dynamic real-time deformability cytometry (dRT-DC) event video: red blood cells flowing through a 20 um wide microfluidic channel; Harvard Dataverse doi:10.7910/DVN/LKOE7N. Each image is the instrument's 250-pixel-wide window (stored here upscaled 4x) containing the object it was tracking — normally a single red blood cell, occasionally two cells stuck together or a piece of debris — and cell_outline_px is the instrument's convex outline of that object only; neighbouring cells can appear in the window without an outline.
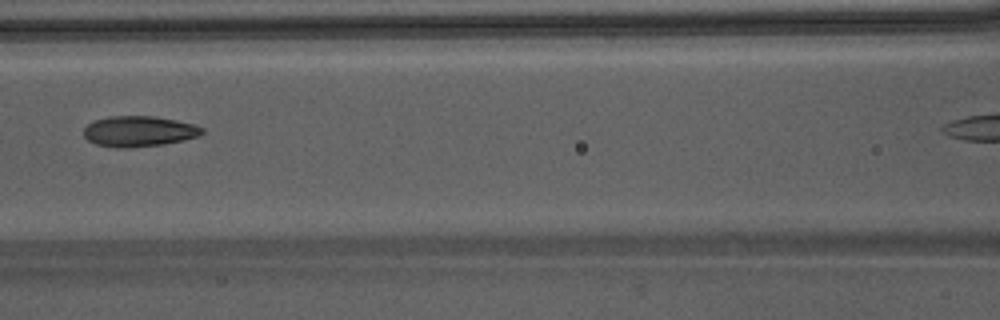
{"species": "Egyptian fruit bat (a non-hibernating species)", "species_latin": "Rousettus aegyptiacus", "temperature_condition": "warm", "stored_images_in_passage": 26, "camera_frame_rate_fps": 3000, "um_per_image_px": 0.085, "animal": {"sex": "male"}, "frame": {"image": 1, "passage_image": 7, "time_ms": 2.0, "image_size_px": [1000, 320], "cell_outline_px": [[204, 132], [200, 136], [184, 140], [164, 144], [128, 148], [116, 148], [96, 144], [88, 140], [84, 136], [84, 128], [92, 120], [112, 116], [156, 116], [196, 124], [204, 128]], "centroid_in_image_um": [11.84, 11.16], "position_along_channel_um": 154.8, "area_um2": 21.39}}
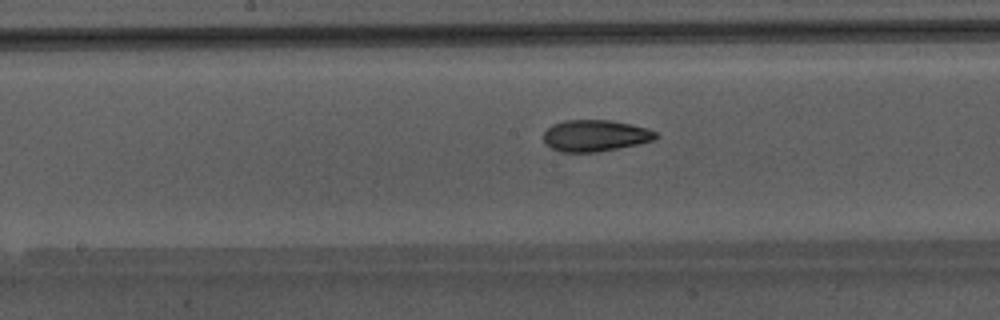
{"frame": {"image": 2, "passage_image": 10, "time_ms": 3.0, "image_size_px": [1000, 320], "cell_outline_px": [[660, 136], [652, 140], [636, 144], [596, 152], [560, 152], [544, 144], [544, 132], [552, 124], [564, 120], [608, 120], [632, 124], [648, 128], [656, 132]], "centroid_in_image_um": [50.57, 11.52], "position_along_channel_um": 197.6, "area_um2": 20.58}}
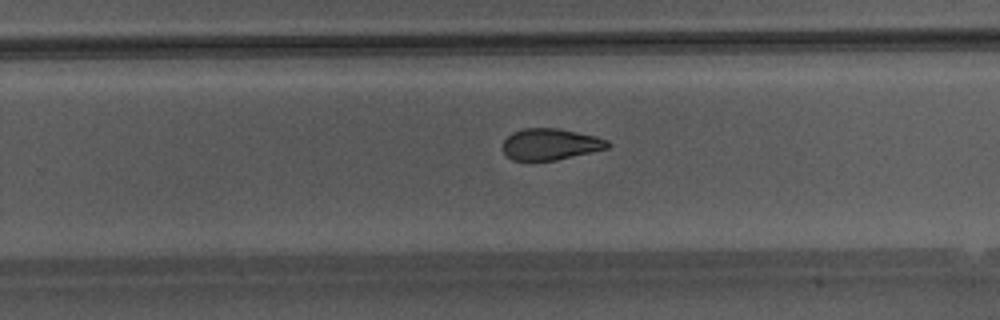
{"frame": {"image": 3, "passage_image": 16, "time_ms": 5.0, "image_size_px": [1000, 320], "cell_outline_px": [[612, 144], [608, 148], [592, 152], [556, 160], [512, 160], [504, 152], [504, 140], [512, 132], [524, 128], [560, 128], [596, 136], [608, 140]], "centroid_in_image_um": [46.82, 12.25], "position_along_channel_um": 283.0, "area_um2": 19.19}, "authors_computed_cell_mechanics": {"area_um2": 20.2011, "velocity_mm_per_s": 4.2922, "shape_relaxation_time_tau1_ms": null, "shape_relaxation_time_tau2_ms": 2.2, "deformation_change_tau1": null, "deformation_change_tau2": 0.0918}}